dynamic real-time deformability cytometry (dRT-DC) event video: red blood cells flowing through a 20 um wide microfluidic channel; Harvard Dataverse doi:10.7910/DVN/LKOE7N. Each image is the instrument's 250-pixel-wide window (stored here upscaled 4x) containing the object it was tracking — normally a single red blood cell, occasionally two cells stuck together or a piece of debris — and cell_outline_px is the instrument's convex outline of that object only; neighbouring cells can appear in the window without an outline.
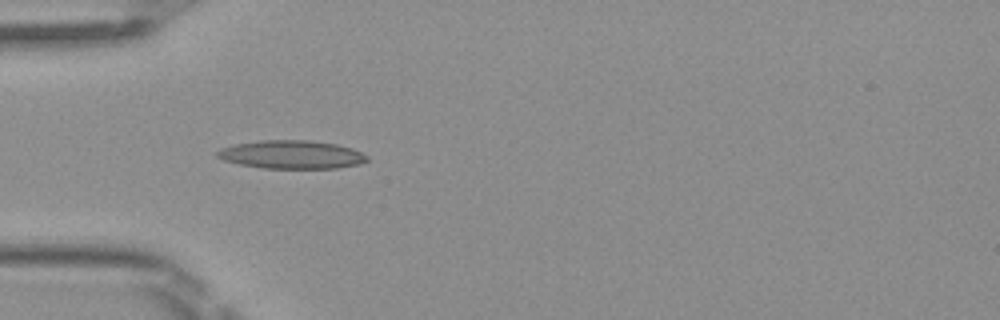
{"species": "Egyptian fruit bat (a non-hibernating species)", "species_latin": "Rousettus aegyptiacus", "temperature_condition": "room temperature", "stored_images_in_passage": 6, "camera_frame_rate_fps": 3000, "um_per_image_px": 0.085, "frame": {"image": 1, "passage_image": 5, "time_ms": 1.333, "image_size_px": [1000, 320], "cell_outline_px": [[368, 160], [360, 164], [336, 168], [264, 168], [240, 164], [224, 160], [216, 156], [216, 152], [220, 148], [232, 144], [260, 140], [308, 140], [336, 144], [352, 148], [368, 156]], "centroid_in_image_um": [24.76, 13.13], "position_along_channel_um": 60.2, "area_um2": 24.74}}
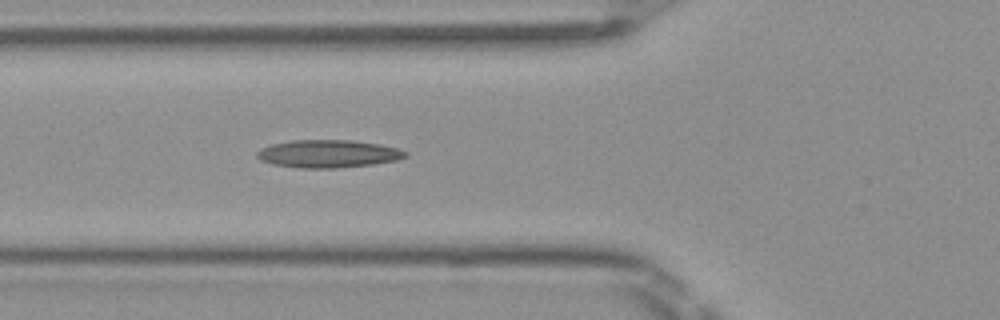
{"frame": {"image": 2, "passage_image": 6, "time_ms": 1.667, "image_size_px": [1000, 320], "cell_outline_px": [[408, 156], [396, 160], [372, 164], [336, 168], [300, 168], [272, 164], [260, 160], [256, 156], [256, 152], [260, 148], [272, 144], [292, 140], [352, 140], [380, 144], [396, 148], [408, 152]], "centroid_in_image_um": [27.87, 13.07], "position_along_channel_um": 97.9, "area_um2": 24.04}}